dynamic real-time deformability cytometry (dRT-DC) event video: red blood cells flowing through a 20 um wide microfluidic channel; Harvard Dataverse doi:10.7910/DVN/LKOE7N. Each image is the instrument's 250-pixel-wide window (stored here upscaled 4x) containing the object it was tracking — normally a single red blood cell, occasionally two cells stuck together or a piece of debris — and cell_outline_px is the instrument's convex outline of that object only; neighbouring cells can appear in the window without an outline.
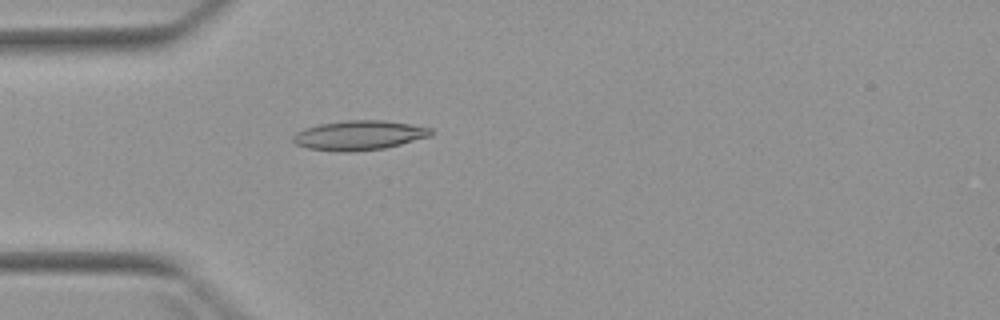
{"species": "Egyptian fruit bat (a non-hibernating species)", "species_latin": "Rousettus aegyptiacus", "temperature_condition": "warm", "stored_images_in_passage": 5, "camera_frame_rate_fps": 3000, "um_per_image_px": 0.085, "animal": {"sex": "female"}, "frame": {"image": 1, "passage_image": 5, "time_ms": 4.667, "image_size_px": [1000, 320], "cell_outline_px": [[436, 132], [432, 136], [384, 148], [352, 152], [344, 152], [308, 148], [296, 144], [292, 140], [292, 136], [296, 132], [304, 128], [320, 124], [344, 120], [384, 120], [432, 128]], "centroid_in_image_um": [30.54, 11.49], "position_along_channel_um": 54.5, "area_um2": 23.81}}